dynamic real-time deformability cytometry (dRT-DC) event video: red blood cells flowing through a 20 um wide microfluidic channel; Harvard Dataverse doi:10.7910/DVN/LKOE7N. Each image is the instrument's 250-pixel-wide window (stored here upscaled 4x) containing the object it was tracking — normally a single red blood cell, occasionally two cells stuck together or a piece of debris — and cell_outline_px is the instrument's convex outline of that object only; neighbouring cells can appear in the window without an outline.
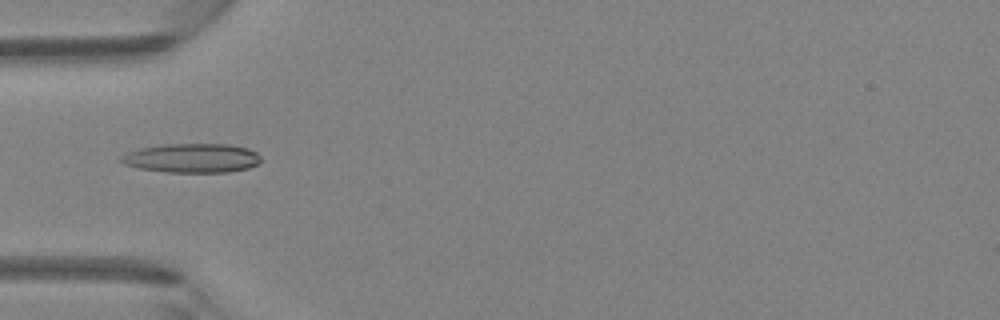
{"species": "Egyptian fruit bat (a non-hibernating species)", "species_latin": "Rousettus aegyptiacus", "temperature_condition": "room temperature", "stored_images_in_passage": 5, "camera_frame_rate_fps": 3000, "um_per_image_px": 0.085, "animal": {"sex": "female"}, "frame": {"image": 1, "passage_image": 4, "time_ms": 3.667, "image_size_px": [1000, 320], "cell_outline_px": [[260, 160], [256, 164], [248, 168], [228, 172], [164, 172], [140, 168], [124, 164], [120, 160], [120, 156], [124, 152], [140, 148], [164, 144], [232, 144], [248, 148], [256, 152], [260, 156]], "centroid_in_image_um": [16.29, 13.43], "position_along_channel_um": 68.7, "area_um2": 23.87}}
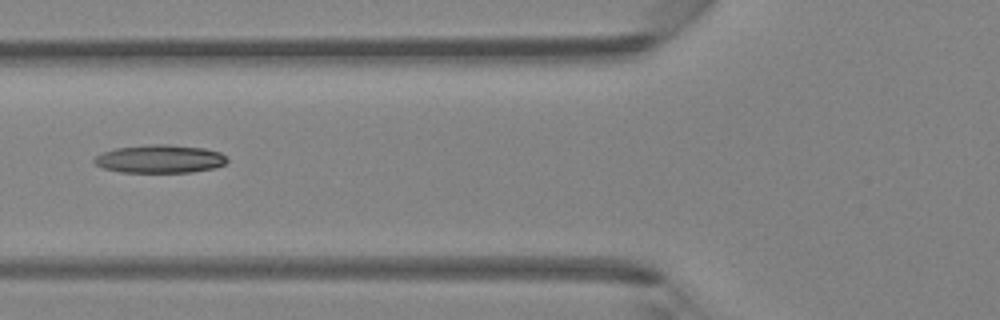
{"frame": {"image": 2, "passage_image": 5, "time_ms": 4.667, "image_size_px": [1000, 320], "cell_outline_px": [[228, 160], [224, 164], [216, 168], [192, 172], [120, 172], [104, 168], [96, 164], [92, 160], [96, 156], [104, 152], [116, 148], [152, 144], [168, 144], [204, 148], [220, 152]], "centroid_in_image_um": [13.61, 13.51], "position_along_channel_um": 112.2, "area_um2": 21.73}}